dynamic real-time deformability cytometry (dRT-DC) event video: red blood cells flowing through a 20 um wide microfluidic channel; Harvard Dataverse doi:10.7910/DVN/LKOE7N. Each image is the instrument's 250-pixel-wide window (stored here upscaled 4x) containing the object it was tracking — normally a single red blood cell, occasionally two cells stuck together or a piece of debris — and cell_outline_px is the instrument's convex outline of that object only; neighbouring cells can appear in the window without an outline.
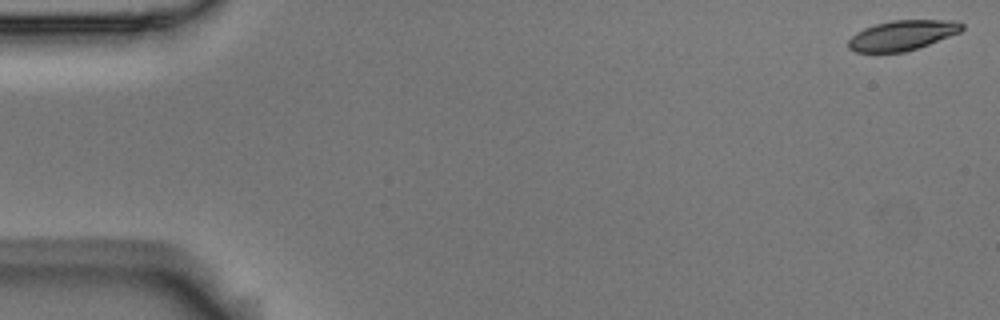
{"species": "Egyptian fruit bat (a non-hibernating species)", "species_latin": "Rousettus aegyptiacus", "temperature_condition": "room temperature", "stored_images_in_passage": 7, "camera_frame_rate_fps": 3000, "um_per_image_px": 0.085, "animal": {"sex": "male"}, "frame": {"image": 1, "passage_image": 1, "time_ms": 0.0, "image_size_px": [1000, 320], "cell_outline_px": [[964, 28], [960, 32], [928, 44], [904, 52], [856, 52], [848, 48], [848, 40], [856, 32], [864, 28], [876, 24], [892, 20], [952, 20], [964, 24]], "centroid_in_image_um": [76.68, 2.99], "position_along_channel_um": 8.3, "area_um2": 19.71}}
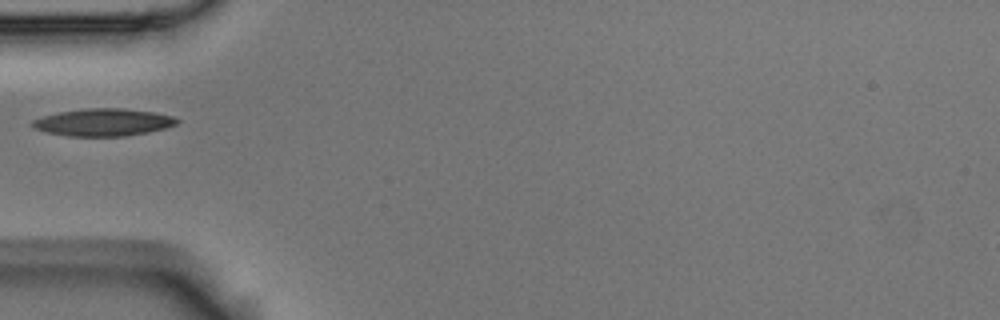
{"frame": {"image": 2, "passage_image": 6, "time_ms": 1.667, "image_size_px": [1000, 320], "cell_outline_px": [[180, 120], [176, 124], [164, 128], [148, 132], [124, 136], [68, 136], [44, 132], [28, 124], [32, 120], [44, 116], [60, 112], [84, 108], [124, 108], [156, 112], [172, 116]], "centroid_in_image_um": [8.76, 10.39], "position_along_channel_um": 76.2, "area_um2": 23.12}}
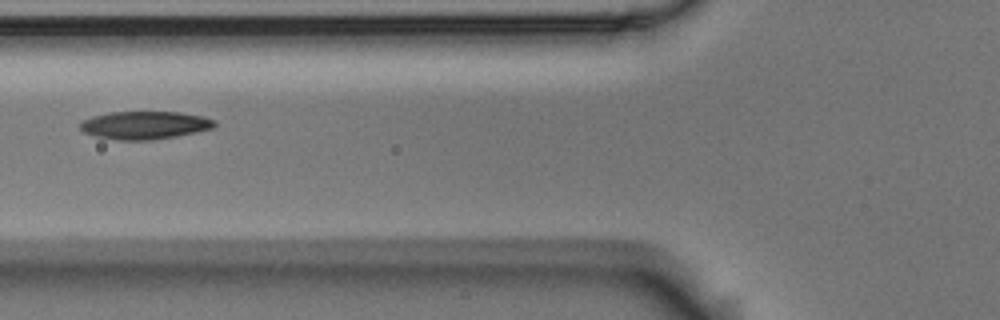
{"frame": {"image": 3, "passage_image": 7, "time_ms": 2.0, "image_size_px": [1000, 320], "cell_outline_px": [[216, 124], [212, 128], [196, 132], [176, 136], [152, 140], [116, 140], [96, 136], [84, 132], [80, 128], [80, 124], [84, 120], [92, 116], [108, 112], [180, 112], [204, 116], [216, 120]], "centroid_in_image_um": [12.32, 10.63], "position_along_channel_um": 113.5, "area_um2": 21.91}}